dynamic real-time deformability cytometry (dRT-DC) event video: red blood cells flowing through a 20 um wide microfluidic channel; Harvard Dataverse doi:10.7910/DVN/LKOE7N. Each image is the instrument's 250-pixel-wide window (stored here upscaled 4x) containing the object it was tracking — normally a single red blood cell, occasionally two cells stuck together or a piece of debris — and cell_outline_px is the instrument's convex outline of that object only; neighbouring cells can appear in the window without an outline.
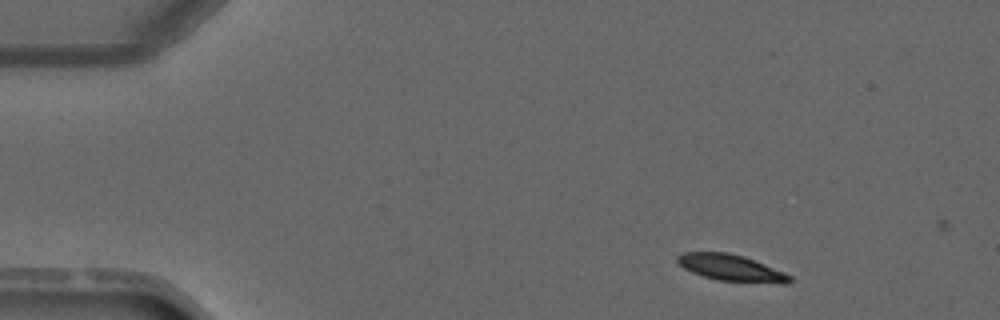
{"species": "common noctule bat (a hibernating species)", "species_latin": "Nyctalus noctula", "temperature_condition": "warm", "stored_images_in_passage": 3, "camera_frame_rate_fps": 3000, "um_per_image_px": 0.085, "animal": {"sex": "male", "forearm_length_mm": 52.5}, "frame": {"image": 1, "passage_image": 1, "time_ms": 0.0, "image_size_px": [1000, 320], "cell_outline_px": [[792, 280], [788, 284], [780, 284], [716, 280], [692, 272], [684, 268], [676, 260], [676, 256], [684, 252], [728, 252], [744, 256], [784, 272], [792, 276]], "centroid_in_image_um": [62.17, 22.77], "position_along_channel_um": 22.8, "area_um2": 17.4}}